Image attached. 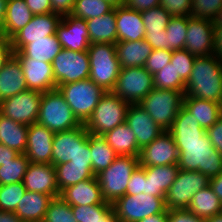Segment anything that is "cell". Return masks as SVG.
<instances>
[{
  "label": "cell",
  "instance_id": "cell-5",
  "mask_svg": "<svg viewBox=\"0 0 222 222\" xmlns=\"http://www.w3.org/2000/svg\"><path fill=\"white\" fill-rule=\"evenodd\" d=\"M185 91L153 88L139 105L164 131H168L183 106Z\"/></svg>",
  "mask_w": 222,
  "mask_h": 222
},
{
  "label": "cell",
  "instance_id": "cell-61",
  "mask_svg": "<svg viewBox=\"0 0 222 222\" xmlns=\"http://www.w3.org/2000/svg\"><path fill=\"white\" fill-rule=\"evenodd\" d=\"M20 153L0 143V166L16 158Z\"/></svg>",
  "mask_w": 222,
  "mask_h": 222
},
{
  "label": "cell",
  "instance_id": "cell-66",
  "mask_svg": "<svg viewBox=\"0 0 222 222\" xmlns=\"http://www.w3.org/2000/svg\"><path fill=\"white\" fill-rule=\"evenodd\" d=\"M97 222H120L117 216L115 215L113 207H111L103 216L102 219Z\"/></svg>",
  "mask_w": 222,
  "mask_h": 222
},
{
  "label": "cell",
  "instance_id": "cell-20",
  "mask_svg": "<svg viewBox=\"0 0 222 222\" xmlns=\"http://www.w3.org/2000/svg\"><path fill=\"white\" fill-rule=\"evenodd\" d=\"M88 138V131L84 124L62 132H55L52 142V165L70 162L78 153V145H82Z\"/></svg>",
  "mask_w": 222,
  "mask_h": 222
},
{
  "label": "cell",
  "instance_id": "cell-33",
  "mask_svg": "<svg viewBox=\"0 0 222 222\" xmlns=\"http://www.w3.org/2000/svg\"><path fill=\"white\" fill-rule=\"evenodd\" d=\"M183 106L205 130L210 128L221 117V103L184 96Z\"/></svg>",
  "mask_w": 222,
  "mask_h": 222
},
{
  "label": "cell",
  "instance_id": "cell-15",
  "mask_svg": "<svg viewBox=\"0 0 222 222\" xmlns=\"http://www.w3.org/2000/svg\"><path fill=\"white\" fill-rule=\"evenodd\" d=\"M61 19V15L53 12L34 15L30 22L10 39L12 51H20L35 39L55 35Z\"/></svg>",
  "mask_w": 222,
  "mask_h": 222
},
{
  "label": "cell",
  "instance_id": "cell-36",
  "mask_svg": "<svg viewBox=\"0 0 222 222\" xmlns=\"http://www.w3.org/2000/svg\"><path fill=\"white\" fill-rule=\"evenodd\" d=\"M187 210L199 218L206 220L214 215L222 213V203L208 185L192 197Z\"/></svg>",
  "mask_w": 222,
  "mask_h": 222
},
{
  "label": "cell",
  "instance_id": "cell-67",
  "mask_svg": "<svg viewBox=\"0 0 222 222\" xmlns=\"http://www.w3.org/2000/svg\"><path fill=\"white\" fill-rule=\"evenodd\" d=\"M214 26L222 27V8L213 19Z\"/></svg>",
  "mask_w": 222,
  "mask_h": 222
},
{
  "label": "cell",
  "instance_id": "cell-35",
  "mask_svg": "<svg viewBox=\"0 0 222 222\" xmlns=\"http://www.w3.org/2000/svg\"><path fill=\"white\" fill-rule=\"evenodd\" d=\"M28 126L0 113V143L24 154L27 147Z\"/></svg>",
  "mask_w": 222,
  "mask_h": 222
},
{
  "label": "cell",
  "instance_id": "cell-69",
  "mask_svg": "<svg viewBox=\"0 0 222 222\" xmlns=\"http://www.w3.org/2000/svg\"><path fill=\"white\" fill-rule=\"evenodd\" d=\"M109 3H111L114 7L122 5L123 4V0H105Z\"/></svg>",
  "mask_w": 222,
  "mask_h": 222
},
{
  "label": "cell",
  "instance_id": "cell-49",
  "mask_svg": "<svg viewBox=\"0 0 222 222\" xmlns=\"http://www.w3.org/2000/svg\"><path fill=\"white\" fill-rule=\"evenodd\" d=\"M172 55L173 51L171 50L152 49L144 67L153 75L170 62Z\"/></svg>",
  "mask_w": 222,
  "mask_h": 222
},
{
  "label": "cell",
  "instance_id": "cell-63",
  "mask_svg": "<svg viewBox=\"0 0 222 222\" xmlns=\"http://www.w3.org/2000/svg\"><path fill=\"white\" fill-rule=\"evenodd\" d=\"M168 213L169 210H165L161 214H154L152 216L141 219L138 222H168Z\"/></svg>",
  "mask_w": 222,
  "mask_h": 222
},
{
  "label": "cell",
  "instance_id": "cell-30",
  "mask_svg": "<svg viewBox=\"0 0 222 222\" xmlns=\"http://www.w3.org/2000/svg\"><path fill=\"white\" fill-rule=\"evenodd\" d=\"M118 156H139L136 135L126 122L102 135Z\"/></svg>",
  "mask_w": 222,
  "mask_h": 222
},
{
  "label": "cell",
  "instance_id": "cell-51",
  "mask_svg": "<svg viewBox=\"0 0 222 222\" xmlns=\"http://www.w3.org/2000/svg\"><path fill=\"white\" fill-rule=\"evenodd\" d=\"M145 182H146L145 169L141 166H138L136 170L133 172L132 176L130 177L126 189V194L138 195L140 193H145Z\"/></svg>",
  "mask_w": 222,
  "mask_h": 222
},
{
  "label": "cell",
  "instance_id": "cell-16",
  "mask_svg": "<svg viewBox=\"0 0 222 222\" xmlns=\"http://www.w3.org/2000/svg\"><path fill=\"white\" fill-rule=\"evenodd\" d=\"M195 57L214 54L213 20L188 16L185 48Z\"/></svg>",
  "mask_w": 222,
  "mask_h": 222
},
{
  "label": "cell",
  "instance_id": "cell-25",
  "mask_svg": "<svg viewBox=\"0 0 222 222\" xmlns=\"http://www.w3.org/2000/svg\"><path fill=\"white\" fill-rule=\"evenodd\" d=\"M145 169V194L163 197L165 199L171 185L175 182L179 171L178 164L164 166H149Z\"/></svg>",
  "mask_w": 222,
  "mask_h": 222
},
{
  "label": "cell",
  "instance_id": "cell-22",
  "mask_svg": "<svg viewBox=\"0 0 222 222\" xmlns=\"http://www.w3.org/2000/svg\"><path fill=\"white\" fill-rule=\"evenodd\" d=\"M21 64L26 85L29 90L44 93L56 89L52 63L33 58H17Z\"/></svg>",
  "mask_w": 222,
  "mask_h": 222
},
{
  "label": "cell",
  "instance_id": "cell-59",
  "mask_svg": "<svg viewBox=\"0 0 222 222\" xmlns=\"http://www.w3.org/2000/svg\"><path fill=\"white\" fill-rule=\"evenodd\" d=\"M13 54L11 41L3 35H0V69Z\"/></svg>",
  "mask_w": 222,
  "mask_h": 222
},
{
  "label": "cell",
  "instance_id": "cell-48",
  "mask_svg": "<svg viewBox=\"0 0 222 222\" xmlns=\"http://www.w3.org/2000/svg\"><path fill=\"white\" fill-rule=\"evenodd\" d=\"M222 8V0H192L190 17L213 20Z\"/></svg>",
  "mask_w": 222,
  "mask_h": 222
},
{
  "label": "cell",
  "instance_id": "cell-64",
  "mask_svg": "<svg viewBox=\"0 0 222 222\" xmlns=\"http://www.w3.org/2000/svg\"><path fill=\"white\" fill-rule=\"evenodd\" d=\"M0 222H23L14 212L0 211Z\"/></svg>",
  "mask_w": 222,
  "mask_h": 222
},
{
  "label": "cell",
  "instance_id": "cell-3",
  "mask_svg": "<svg viewBox=\"0 0 222 222\" xmlns=\"http://www.w3.org/2000/svg\"><path fill=\"white\" fill-rule=\"evenodd\" d=\"M37 123L54 133L69 131L82 125L58 88L42 93Z\"/></svg>",
  "mask_w": 222,
  "mask_h": 222
},
{
  "label": "cell",
  "instance_id": "cell-14",
  "mask_svg": "<svg viewBox=\"0 0 222 222\" xmlns=\"http://www.w3.org/2000/svg\"><path fill=\"white\" fill-rule=\"evenodd\" d=\"M138 160L141 167L178 164L179 152L172 135L164 131L140 149Z\"/></svg>",
  "mask_w": 222,
  "mask_h": 222
},
{
  "label": "cell",
  "instance_id": "cell-17",
  "mask_svg": "<svg viewBox=\"0 0 222 222\" xmlns=\"http://www.w3.org/2000/svg\"><path fill=\"white\" fill-rule=\"evenodd\" d=\"M55 35L64 49L87 51L91 44L86 20L71 14L62 16Z\"/></svg>",
  "mask_w": 222,
  "mask_h": 222
},
{
  "label": "cell",
  "instance_id": "cell-54",
  "mask_svg": "<svg viewBox=\"0 0 222 222\" xmlns=\"http://www.w3.org/2000/svg\"><path fill=\"white\" fill-rule=\"evenodd\" d=\"M168 222H205L187 209H171L168 213Z\"/></svg>",
  "mask_w": 222,
  "mask_h": 222
},
{
  "label": "cell",
  "instance_id": "cell-28",
  "mask_svg": "<svg viewBox=\"0 0 222 222\" xmlns=\"http://www.w3.org/2000/svg\"><path fill=\"white\" fill-rule=\"evenodd\" d=\"M116 54L121 68L143 67L150 56L152 47L143 40L120 41L115 44Z\"/></svg>",
  "mask_w": 222,
  "mask_h": 222
},
{
  "label": "cell",
  "instance_id": "cell-13",
  "mask_svg": "<svg viewBox=\"0 0 222 222\" xmlns=\"http://www.w3.org/2000/svg\"><path fill=\"white\" fill-rule=\"evenodd\" d=\"M42 93L26 90L0 101V113L20 124L29 126L37 122Z\"/></svg>",
  "mask_w": 222,
  "mask_h": 222
},
{
  "label": "cell",
  "instance_id": "cell-42",
  "mask_svg": "<svg viewBox=\"0 0 222 222\" xmlns=\"http://www.w3.org/2000/svg\"><path fill=\"white\" fill-rule=\"evenodd\" d=\"M154 86L158 89L185 91L186 83L177 74L170 62L153 74Z\"/></svg>",
  "mask_w": 222,
  "mask_h": 222
},
{
  "label": "cell",
  "instance_id": "cell-34",
  "mask_svg": "<svg viewBox=\"0 0 222 222\" xmlns=\"http://www.w3.org/2000/svg\"><path fill=\"white\" fill-rule=\"evenodd\" d=\"M33 16L34 14L28 8L25 0H8L3 36L11 39L30 22Z\"/></svg>",
  "mask_w": 222,
  "mask_h": 222
},
{
  "label": "cell",
  "instance_id": "cell-27",
  "mask_svg": "<svg viewBox=\"0 0 222 222\" xmlns=\"http://www.w3.org/2000/svg\"><path fill=\"white\" fill-rule=\"evenodd\" d=\"M52 196L26 191L14 213L23 222H43Z\"/></svg>",
  "mask_w": 222,
  "mask_h": 222
},
{
  "label": "cell",
  "instance_id": "cell-8",
  "mask_svg": "<svg viewBox=\"0 0 222 222\" xmlns=\"http://www.w3.org/2000/svg\"><path fill=\"white\" fill-rule=\"evenodd\" d=\"M57 88L82 124L92 116L100 98L106 92L89 78L59 85Z\"/></svg>",
  "mask_w": 222,
  "mask_h": 222
},
{
  "label": "cell",
  "instance_id": "cell-47",
  "mask_svg": "<svg viewBox=\"0 0 222 222\" xmlns=\"http://www.w3.org/2000/svg\"><path fill=\"white\" fill-rule=\"evenodd\" d=\"M195 56L190 54L186 49L173 50L170 63L174 65L177 74L186 83L190 78Z\"/></svg>",
  "mask_w": 222,
  "mask_h": 222
},
{
  "label": "cell",
  "instance_id": "cell-65",
  "mask_svg": "<svg viewBox=\"0 0 222 222\" xmlns=\"http://www.w3.org/2000/svg\"><path fill=\"white\" fill-rule=\"evenodd\" d=\"M8 0H0V35H3V24L6 16Z\"/></svg>",
  "mask_w": 222,
  "mask_h": 222
},
{
  "label": "cell",
  "instance_id": "cell-50",
  "mask_svg": "<svg viewBox=\"0 0 222 222\" xmlns=\"http://www.w3.org/2000/svg\"><path fill=\"white\" fill-rule=\"evenodd\" d=\"M160 6L171 16H190L192 0H160Z\"/></svg>",
  "mask_w": 222,
  "mask_h": 222
},
{
  "label": "cell",
  "instance_id": "cell-19",
  "mask_svg": "<svg viewBox=\"0 0 222 222\" xmlns=\"http://www.w3.org/2000/svg\"><path fill=\"white\" fill-rule=\"evenodd\" d=\"M23 184L26 191L50 195L53 198L60 195L56 181V169L52 164L29 163Z\"/></svg>",
  "mask_w": 222,
  "mask_h": 222
},
{
  "label": "cell",
  "instance_id": "cell-55",
  "mask_svg": "<svg viewBox=\"0 0 222 222\" xmlns=\"http://www.w3.org/2000/svg\"><path fill=\"white\" fill-rule=\"evenodd\" d=\"M123 4L129 9L143 12L160 6V0H123Z\"/></svg>",
  "mask_w": 222,
  "mask_h": 222
},
{
  "label": "cell",
  "instance_id": "cell-68",
  "mask_svg": "<svg viewBox=\"0 0 222 222\" xmlns=\"http://www.w3.org/2000/svg\"><path fill=\"white\" fill-rule=\"evenodd\" d=\"M205 222H222V213L206 219Z\"/></svg>",
  "mask_w": 222,
  "mask_h": 222
},
{
  "label": "cell",
  "instance_id": "cell-62",
  "mask_svg": "<svg viewBox=\"0 0 222 222\" xmlns=\"http://www.w3.org/2000/svg\"><path fill=\"white\" fill-rule=\"evenodd\" d=\"M209 186L222 203V172L218 176L209 179Z\"/></svg>",
  "mask_w": 222,
  "mask_h": 222
},
{
  "label": "cell",
  "instance_id": "cell-32",
  "mask_svg": "<svg viewBox=\"0 0 222 222\" xmlns=\"http://www.w3.org/2000/svg\"><path fill=\"white\" fill-rule=\"evenodd\" d=\"M90 43H117L115 7L107 14L86 20Z\"/></svg>",
  "mask_w": 222,
  "mask_h": 222
},
{
  "label": "cell",
  "instance_id": "cell-60",
  "mask_svg": "<svg viewBox=\"0 0 222 222\" xmlns=\"http://www.w3.org/2000/svg\"><path fill=\"white\" fill-rule=\"evenodd\" d=\"M214 54L222 61V27L214 26Z\"/></svg>",
  "mask_w": 222,
  "mask_h": 222
},
{
  "label": "cell",
  "instance_id": "cell-11",
  "mask_svg": "<svg viewBox=\"0 0 222 222\" xmlns=\"http://www.w3.org/2000/svg\"><path fill=\"white\" fill-rule=\"evenodd\" d=\"M208 185L209 178L205 174L179 169L175 182L166 193V209H187L192 197Z\"/></svg>",
  "mask_w": 222,
  "mask_h": 222
},
{
  "label": "cell",
  "instance_id": "cell-46",
  "mask_svg": "<svg viewBox=\"0 0 222 222\" xmlns=\"http://www.w3.org/2000/svg\"><path fill=\"white\" fill-rule=\"evenodd\" d=\"M112 207V203L72 206V212L77 222H97Z\"/></svg>",
  "mask_w": 222,
  "mask_h": 222
},
{
  "label": "cell",
  "instance_id": "cell-40",
  "mask_svg": "<svg viewBox=\"0 0 222 222\" xmlns=\"http://www.w3.org/2000/svg\"><path fill=\"white\" fill-rule=\"evenodd\" d=\"M29 160L25 154L3 163L0 166V185L23 182Z\"/></svg>",
  "mask_w": 222,
  "mask_h": 222
},
{
  "label": "cell",
  "instance_id": "cell-39",
  "mask_svg": "<svg viewBox=\"0 0 222 222\" xmlns=\"http://www.w3.org/2000/svg\"><path fill=\"white\" fill-rule=\"evenodd\" d=\"M188 28V16H172L166 30V49L182 50L185 48Z\"/></svg>",
  "mask_w": 222,
  "mask_h": 222
},
{
  "label": "cell",
  "instance_id": "cell-53",
  "mask_svg": "<svg viewBox=\"0 0 222 222\" xmlns=\"http://www.w3.org/2000/svg\"><path fill=\"white\" fill-rule=\"evenodd\" d=\"M206 134L214 148L222 155V116L206 129Z\"/></svg>",
  "mask_w": 222,
  "mask_h": 222
},
{
  "label": "cell",
  "instance_id": "cell-41",
  "mask_svg": "<svg viewBox=\"0 0 222 222\" xmlns=\"http://www.w3.org/2000/svg\"><path fill=\"white\" fill-rule=\"evenodd\" d=\"M114 9V6L105 0H75L71 15L84 20L100 17Z\"/></svg>",
  "mask_w": 222,
  "mask_h": 222
},
{
  "label": "cell",
  "instance_id": "cell-6",
  "mask_svg": "<svg viewBox=\"0 0 222 222\" xmlns=\"http://www.w3.org/2000/svg\"><path fill=\"white\" fill-rule=\"evenodd\" d=\"M129 103L112 91L105 92L84 124L88 133L103 135L126 121Z\"/></svg>",
  "mask_w": 222,
  "mask_h": 222
},
{
  "label": "cell",
  "instance_id": "cell-9",
  "mask_svg": "<svg viewBox=\"0 0 222 222\" xmlns=\"http://www.w3.org/2000/svg\"><path fill=\"white\" fill-rule=\"evenodd\" d=\"M115 215L120 222H138L141 219L161 214L166 210L165 199L140 193L128 195L116 199L112 203Z\"/></svg>",
  "mask_w": 222,
  "mask_h": 222
},
{
  "label": "cell",
  "instance_id": "cell-29",
  "mask_svg": "<svg viewBox=\"0 0 222 222\" xmlns=\"http://www.w3.org/2000/svg\"><path fill=\"white\" fill-rule=\"evenodd\" d=\"M168 132L175 142L200 141L206 130L200 126L192 114L182 106Z\"/></svg>",
  "mask_w": 222,
  "mask_h": 222
},
{
  "label": "cell",
  "instance_id": "cell-37",
  "mask_svg": "<svg viewBox=\"0 0 222 222\" xmlns=\"http://www.w3.org/2000/svg\"><path fill=\"white\" fill-rule=\"evenodd\" d=\"M90 152L92 171L95 176L107 169L118 157V154L109 146L102 135L90 134Z\"/></svg>",
  "mask_w": 222,
  "mask_h": 222
},
{
  "label": "cell",
  "instance_id": "cell-38",
  "mask_svg": "<svg viewBox=\"0 0 222 222\" xmlns=\"http://www.w3.org/2000/svg\"><path fill=\"white\" fill-rule=\"evenodd\" d=\"M54 167L56 169V181L59 192L69 186L91 179L95 176L92 171V166L69 164V162H65L55 165Z\"/></svg>",
  "mask_w": 222,
  "mask_h": 222
},
{
  "label": "cell",
  "instance_id": "cell-2",
  "mask_svg": "<svg viewBox=\"0 0 222 222\" xmlns=\"http://www.w3.org/2000/svg\"><path fill=\"white\" fill-rule=\"evenodd\" d=\"M181 170L199 171L209 179L222 172V155L211 144L205 133L200 141L175 142Z\"/></svg>",
  "mask_w": 222,
  "mask_h": 222
},
{
  "label": "cell",
  "instance_id": "cell-43",
  "mask_svg": "<svg viewBox=\"0 0 222 222\" xmlns=\"http://www.w3.org/2000/svg\"><path fill=\"white\" fill-rule=\"evenodd\" d=\"M145 34L162 32L167 28L171 15L161 6L141 12Z\"/></svg>",
  "mask_w": 222,
  "mask_h": 222
},
{
  "label": "cell",
  "instance_id": "cell-26",
  "mask_svg": "<svg viewBox=\"0 0 222 222\" xmlns=\"http://www.w3.org/2000/svg\"><path fill=\"white\" fill-rule=\"evenodd\" d=\"M28 90L19 60L12 54L0 69V101Z\"/></svg>",
  "mask_w": 222,
  "mask_h": 222
},
{
  "label": "cell",
  "instance_id": "cell-21",
  "mask_svg": "<svg viewBox=\"0 0 222 222\" xmlns=\"http://www.w3.org/2000/svg\"><path fill=\"white\" fill-rule=\"evenodd\" d=\"M141 149L164 132L139 104H129L126 121Z\"/></svg>",
  "mask_w": 222,
  "mask_h": 222
},
{
  "label": "cell",
  "instance_id": "cell-31",
  "mask_svg": "<svg viewBox=\"0 0 222 222\" xmlns=\"http://www.w3.org/2000/svg\"><path fill=\"white\" fill-rule=\"evenodd\" d=\"M62 46L57 36H47L35 39V41L25 45L20 51L13 52L16 58H33L44 62L52 63L53 59L60 53Z\"/></svg>",
  "mask_w": 222,
  "mask_h": 222
},
{
  "label": "cell",
  "instance_id": "cell-24",
  "mask_svg": "<svg viewBox=\"0 0 222 222\" xmlns=\"http://www.w3.org/2000/svg\"><path fill=\"white\" fill-rule=\"evenodd\" d=\"M117 42L137 41L145 37V26L141 12L127 8L124 4L115 7Z\"/></svg>",
  "mask_w": 222,
  "mask_h": 222
},
{
  "label": "cell",
  "instance_id": "cell-4",
  "mask_svg": "<svg viewBox=\"0 0 222 222\" xmlns=\"http://www.w3.org/2000/svg\"><path fill=\"white\" fill-rule=\"evenodd\" d=\"M87 51L90 60L89 79L104 91H112L121 70L115 44L94 43L90 44Z\"/></svg>",
  "mask_w": 222,
  "mask_h": 222
},
{
  "label": "cell",
  "instance_id": "cell-18",
  "mask_svg": "<svg viewBox=\"0 0 222 222\" xmlns=\"http://www.w3.org/2000/svg\"><path fill=\"white\" fill-rule=\"evenodd\" d=\"M54 132L47 127L33 123L28 126L25 155L30 163L52 164V142Z\"/></svg>",
  "mask_w": 222,
  "mask_h": 222
},
{
  "label": "cell",
  "instance_id": "cell-7",
  "mask_svg": "<svg viewBox=\"0 0 222 222\" xmlns=\"http://www.w3.org/2000/svg\"><path fill=\"white\" fill-rule=\"evenodd\" d=\"M138 166V157L118 156L107 169L96 175L105 201L113 203L126 194L130 177Z\"/></svg>",
  "mask_w": 222,
  "mask_h": 222
},
{
  "label": "cell",
  "instance_id": "cell-23",
  "mask_svg": "<svg viewBox=\"0 0 222 222\" xmlns=\"http://www.w3.org/2000/svg\"><path fill=\"white\" fill-rule=\"evenodd\" d=\"M59 196L71 206H88L105 202L96 176L63 189Z\"/></svg>",
  "mask_w": 222,
  "mask_h": 222
},
{
  "label": "cell",
  "instance_id": "cell-1",
  "mask_svg": "<svg viewBox=\"0 0 222 222\" xmlns=\"http://www.w3.org/2000/svg\"><path fill=\"white\" fill-rule=\"evenodd\" d=\"M185 96L222 104V61L215 54L195 57Z\"/></svg>",
  "mask_w": 222,
  "mask_h": 222
},
{
  "label": "cell",
  "instance_id": "cell-52",
  "mask_svg": "<svg viewBox=\"0 0 222 222\" xmlns=\"http://www.w3.org/2000/svg\"><path fill=\"white\" fill-rule=\"evenodd\" d=\"M69 164L92 166L90 152V133H88V138L83 142V144L78 145V153L73 158V160L69 162Z\"/></svg>",
  "mask_w": 222,
  "mask_h": 222
},
{
  "label": "cell",
  "instance_id": "cell-12",
  "mask_svg": "<svg viewBox=\"0 0 222 222\" xmlns=\"http://www.w3.org/2000/svg\"><path fill=\"white\" fill-rule=\"evenodd\" d=\"M56 88L70 82L88 79L90 60L88 51H72L62 48L52 61Z\"/></svg>",
  "mask_w": 222,
  "mask_h": 222
},
{
  "label": "cell",
  "instance_id": "cell-58",
  "mask_svg": "<svg viewBox=\"0 0 222 222\" xmlns=\"http://www.w3.org/2000/svg\"><path fill=\"white\" fill-rule=\"evenodd\" d=\"M144 40L151 45L152 49H166V30L145 34Z\"/></svg>",
  "mask_w": 222,
  "mask_h": 222
},
{
  "label": "cell",
  "instance_id": "cell-57",
  "mask_svg": "<svg viewBox=\"0 0 222 222\" xmlns=\"http://www.w3.org/2000/svg\"><path fill=\"white\" fill-rule=\"evenodd\" d=\"M50 2L53 13L66 16L71 14L75 0H50Z\"/></svg>",
  "mask_w": 222,
  "mask_h": 222
},
{
  "label": "cell",
  "instance_id": "cell-44",
  "mask_svg": "<svg viewBox=\"0 0 222 222\" xmlns=\"http://www.w3.org/2000/svg\"><path fill=\"white\" fill-rule=\"evenodd\" d=\"M25 192L23 182L0 185V211L14 212Z\"/></svg>",
  "mask_w": 222,
  "mask_h": 222
},
{
  "label": "cell",
  "instance_id": "cell-10",
  "mask_svg": "<svg viewBox=\"0 0 222 222\" xmlns=\"http://www.w3.org/2000/svg\"><path fill=\"white\" fill-rule=\"evenodd\" d=\"M154 87L153 75L144 66L125 67L121 68L112 92L129 104H139Z\"/></svg>",
  "mask_w": 222,
  "mask_h": 222
},
{
  "label": "cell",
  "instance_id": "cell-56",
  "mask_svg": "<svg viewBox=\"0 0 222 222\" xmlns=\"http://www.w3.org/2000/svg\"><path fill=\"white\" fill-rule=\"evenodd\" d=\"M25 2L34 15L52 12L50 0H25Z\"/></svg>",
  "mask_w": 222,
  "mask_h": 222
},
{
  "label": "cell",
  "instance_id": "cell-45",
  "mask_svg": "<svg viewBox=\"0 0 222 222\" xmlns=\"http://www.w3.org/2000/svg\"><path fill=\"white\" fill-rule=\"evenodd\" d=\"M43 222H77L72 212V206L60 196L49 203Z\"/></svg>",
  "mask_w": 222,
  "mask_h": 222
}]
</instances>
